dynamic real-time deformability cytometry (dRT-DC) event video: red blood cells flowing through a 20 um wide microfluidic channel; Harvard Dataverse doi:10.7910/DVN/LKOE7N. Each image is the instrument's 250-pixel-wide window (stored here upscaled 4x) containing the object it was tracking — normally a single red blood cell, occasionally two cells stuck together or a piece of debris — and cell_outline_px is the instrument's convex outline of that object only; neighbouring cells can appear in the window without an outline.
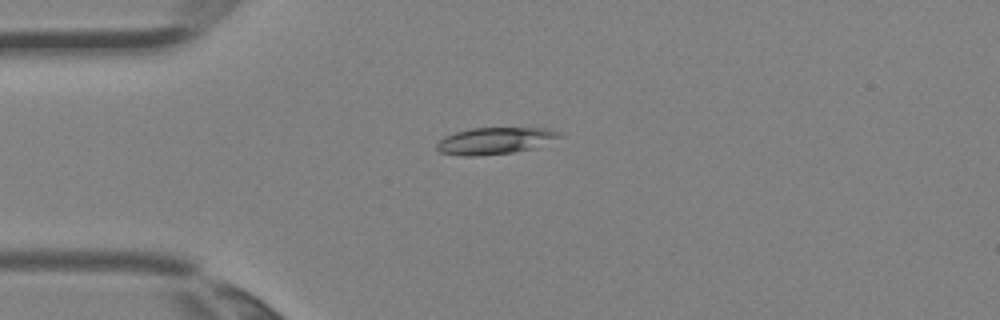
{"species": "Egyptian fruit bat (a non-hibernating species)", "species_latin": "Rousettus aegyptiacus", "temperature_condition": "room temperature", "stored_images_in_passage": 3, "camera_frame_rate_fps": 3000, "um_per_image_px": 0.085, "animal": {"sex": "female"}, "frame": {"image": 1, "passage_image": 2, "time_ms": 0.333, "image_size_px": [1000, 320], "cell_outline_px": [[564, 136], [532, 148], [512, 152], [476, 156], [464, 156], [440, 152], [436, 148], [436, 144], [444, 136], [456, 132], [472, 128], [548, 128]], "centroid_in_image_um": [42.03, 11.96], "position_along_channel_um": 43.0, "area_um2": 18.84}}
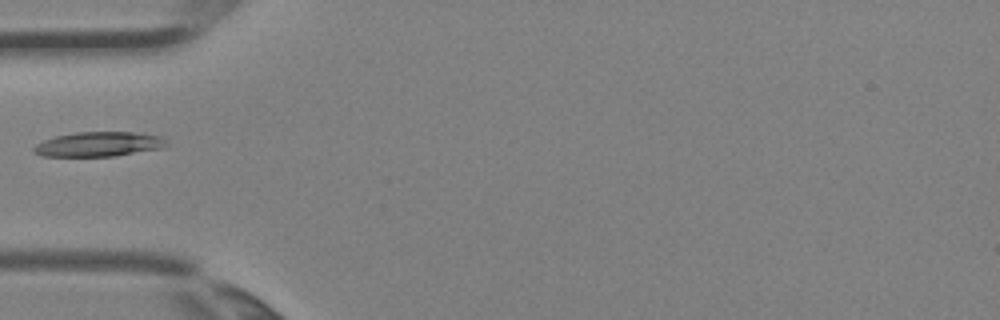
{"frame": {"image": 2, "passage_image": 3, "time_ms": 0.667, "image_size_px": [1000, 320], "cell_outline_px": [[168, 144], [164, 148], [116, 156], [44, 156], [32, 152], [32, 148], [36, 144], [44, 140], [56, 136], [76, 132], [136, 132], [160, 136]], "centroid_in_image_um": [8.39, 12.26], "position_along_channel_um": 76.6, "area_um2": 19.13}}